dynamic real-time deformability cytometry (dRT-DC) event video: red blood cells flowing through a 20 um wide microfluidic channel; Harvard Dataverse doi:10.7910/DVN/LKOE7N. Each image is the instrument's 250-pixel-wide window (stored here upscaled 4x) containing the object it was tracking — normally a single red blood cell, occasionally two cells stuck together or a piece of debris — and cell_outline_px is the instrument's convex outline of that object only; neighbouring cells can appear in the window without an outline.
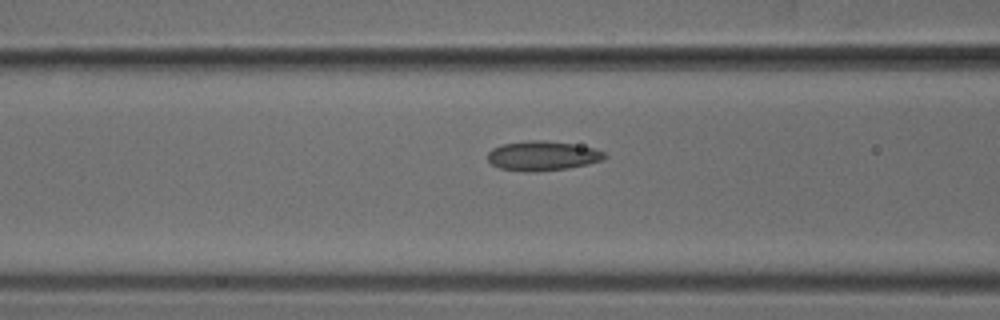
{"species": "common noctule bat (a hibernating species)", "species_latin": "Nyctalus noctula", "temperature_condition": "cold", "stored_images_in_passage": 18, "camera_frame_rate_fps": 3000, "um_per_image_px": 0.085, "animal": {"sex": "male", "body_mass_g": 18.8}, "frame": {"image": 1, "passage_image": 16, "time_ms": 5.0, "image_size_px": [1000, 320], "cell_outline_px": [[608, 156], [604, 160], [588, 164], [568, 168], [536, 172], [524, 172], [500, 168], [492, 164], [488, 160], [488, 152], [492, 148], [504, 144], [528, 140], [544, 140], [572, 144], [592, 148], [604, 152]], "centroid_in_image_um": [46.12, 13.25], "position_along_channel_um": 120.5, "area_um2": 20.17}}